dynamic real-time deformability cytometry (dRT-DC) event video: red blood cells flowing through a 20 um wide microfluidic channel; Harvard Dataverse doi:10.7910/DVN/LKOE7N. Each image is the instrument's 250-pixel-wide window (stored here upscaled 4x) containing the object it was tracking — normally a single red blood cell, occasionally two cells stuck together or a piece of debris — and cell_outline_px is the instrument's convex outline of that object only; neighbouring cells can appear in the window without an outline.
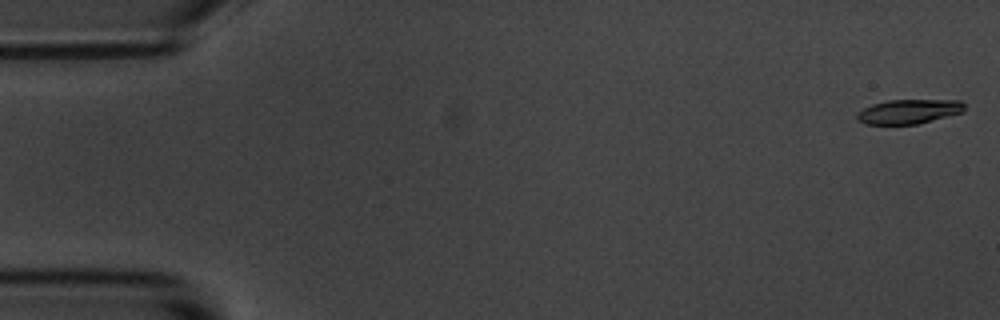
{"species": "common noctule bat (a hibernating species)", "species_latin": "Nyctalus noctula", "temperature_condition": "room temperature", "stored_images_in_passage": 5, "segment_of_instrument_passage": [2, 2], "camera_frame_rate_fps": 3000, "um_per_image_px": 0.085, "animal": {"sex": "male", "body_mass_g": 20.1, "forearm_length_mm": 53.5}, "frame": {"image": 1, "passage_image": 5, "time_ms": 5.333, "image_size_px": [1000, 320], "cell_outline_px": [[964, 112], [916, 124], [864, 124], [856, 116], [856, 112], [872, 104], [888, 100], [960, 100], [964, 104]], "centroid_in_image_um": [77.24, 9.47], "position_along_channel_um": 7.8, "area_um2": 15.2}}